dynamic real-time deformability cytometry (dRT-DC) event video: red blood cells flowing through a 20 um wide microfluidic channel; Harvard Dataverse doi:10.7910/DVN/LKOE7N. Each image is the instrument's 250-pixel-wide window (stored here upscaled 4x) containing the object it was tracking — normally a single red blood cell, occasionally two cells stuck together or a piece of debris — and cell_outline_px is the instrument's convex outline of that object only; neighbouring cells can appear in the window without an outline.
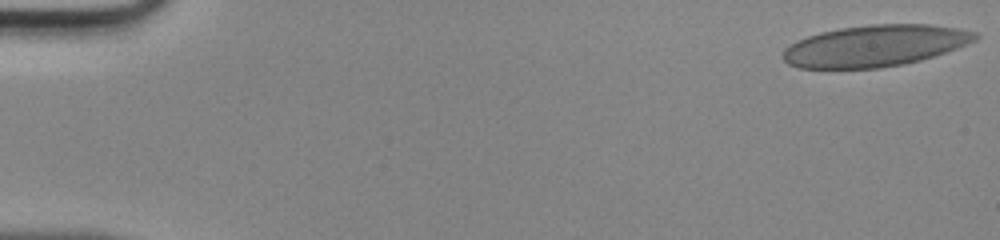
{"species": "human", "species_latin": "Homo sapiens", "temperature_condition": "room temperature", "stored_images_in_passage": 47, "camera_frame_rate_fps": 3000, "um_per_image_px": 0.085, "donor": {"sex": "male"}, "frame": {"image": 1, "passage_image": 1, "time_ms": 0.0, "image_size_px": [1000, 240], "cell_outline_px": [[980, 36], [976, 40], [968, 44], [920, 60], [904, 64], [880, 68], [800, 68], [788, 64], [780, 56], [784, 48], [796, 40], [820, 32], [840, 28], [868, 24], [928, 24], [960, 28], [976, 32]], "centroid_in_image_um": [74.35, 3.89], "position_along_channel_um": 10.6, "area_um2": 46.64}}
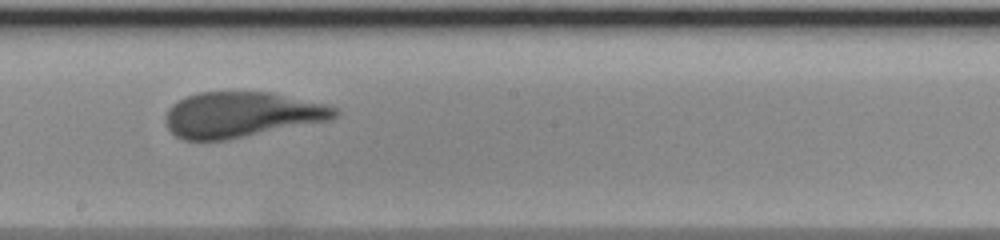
{"frame": {"image": 2, "passage_image": 27, "time_ms": 8.667, "image_size_px": [1000, 240], "cell_outline_px": [[340, 112], [332, 120], [224, 140], [184, 140], [176, 136], [168, 128], [164, 120], [164, 116], [168, 108], [172, 104], [184, 96], [200, 92], [272, 92], [324, 104], [336, 108]], "centroid_in_image_um": [20.5, 9.74], "position_along_channel_um": 227.7, "area_um2": 44.91}}
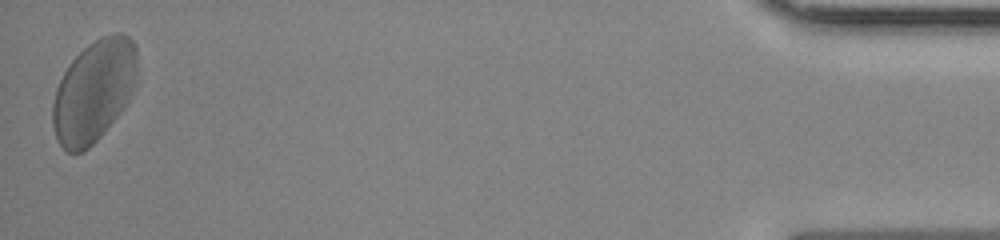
{"frame": {"image": 3, "passage_image": 47, "time_ms": 15.333, "image_size_px": [1000, 240], "cell_outline_px": [[136, 84], [124, 108], [104, 132], [84, 152], [68, 152], [60, 144], [56, 136], [52, 124], [52, 104], [56, 88], [68, 64], [88, 44], [100, 36], [116, 32], [120, 32], [128, 36], [136, 44]], "centroid_in_image_um": [7.98, 7.72], "position_along_channel_um": 427.2, "area_um2": 50.34}}